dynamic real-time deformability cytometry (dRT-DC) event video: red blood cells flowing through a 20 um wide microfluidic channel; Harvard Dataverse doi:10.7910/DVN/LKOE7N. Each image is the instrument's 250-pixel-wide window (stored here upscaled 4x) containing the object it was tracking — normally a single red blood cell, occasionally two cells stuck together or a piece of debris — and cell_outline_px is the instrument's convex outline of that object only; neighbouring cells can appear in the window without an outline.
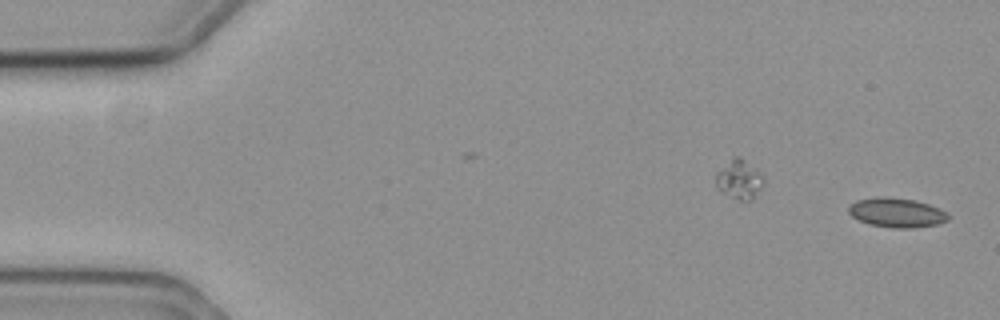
{"species": "common noctule bat (a hibernating species)", "species_latin": "Nyctalus noctula", "temperature_condition": "cold", "stored_images_in_passage": 14, "camera_frame_rate_fps": 3000, "um_per_image_px": 0.085, "animal": {"sex": "female", "body_mass_g": 19.3, "forearm_length_mm": 54.1}, "frame": {"image": 1, "passage_image": 1, "time_ms": 0.0, "image_size_px": [1000, 320], "cell_outline_px": [[948, 220], [936, 224], [916, 228], [892, 228], [868, 224], [852, 216], [848, 212], [848, 204], [856, 200], [880, 196], [888, 196], [916, 200], [940, 208], [948, 212]], "centroid_in_image_um": [76.2, 18.06], "position_along_channel_um": 8.8, "area_um2": 17.34}}